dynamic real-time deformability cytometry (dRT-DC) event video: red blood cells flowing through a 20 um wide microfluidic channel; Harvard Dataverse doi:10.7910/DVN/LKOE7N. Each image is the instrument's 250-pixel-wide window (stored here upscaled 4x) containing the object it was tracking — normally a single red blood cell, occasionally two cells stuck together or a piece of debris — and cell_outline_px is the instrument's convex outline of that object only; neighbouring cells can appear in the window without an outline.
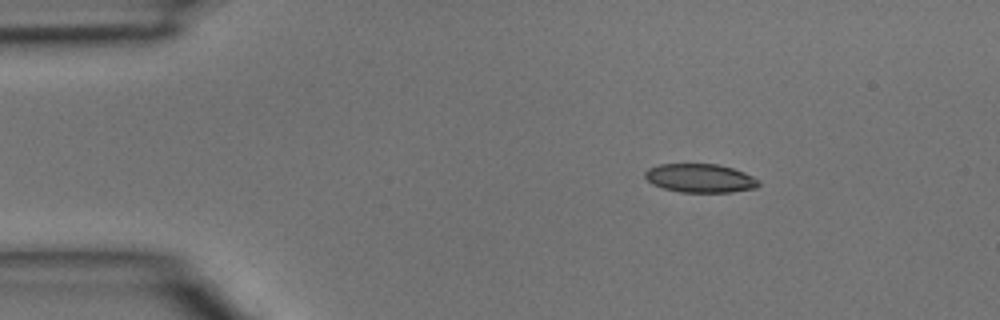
{"species": "common noctule bat (a hibernating species)", "species_latin": "Nyctalus noctula", "temperature_condition": "room temperature", "stored_images_in_passage": 33, "camera_frame_rate_fps": 3000, "um_per_image_px": 0.085, "animal": {"sex": "male", "body_mass_g": 15.6}, "frame": {"image": 1, "passage_image": 1, "time_ms": 0.0, "image_size_px": [1000, 320], "cell_outline_px": [[760, 184], [756, 188], [732, 192], [680, 192], [664, 188], [652, 184], [644, 176], [644, 172], [648, 168], [660, 164], [716, 164], [732, 168], [744, 172], [760, 180]], "centroid_in_image_um": [59.52, 15.14], "position_along_channel_um": 25.5, "area_um2": 19.02}}
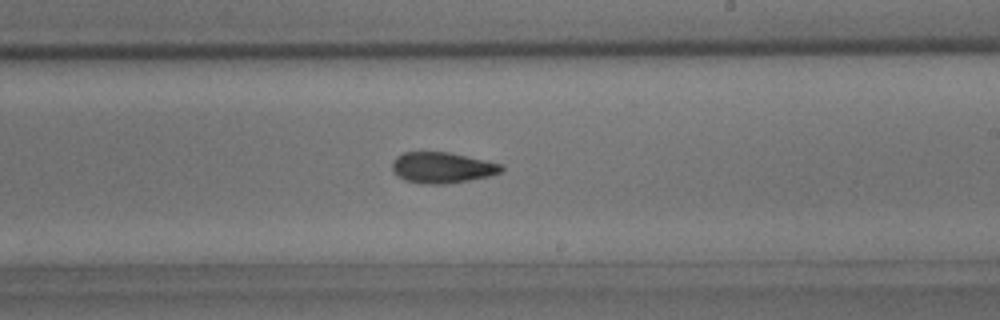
{"frame": {"image": 2, "passage_image": 20, "time_ms": 6.333, "image_size_px": [1000, 320], "cell_outline_px": [[504, 168], [500, 172], [488, 176], [468, 180], [444, 184], [424, 184], [404, 180], [392, 168], [392, 164], [396, 156], [404, 152], [448, 152], [504, 164]], "centroid_in_image_um": [37.6, 14.24], "position_along_channel_um": 251.4, "area_um2": 19.48}}
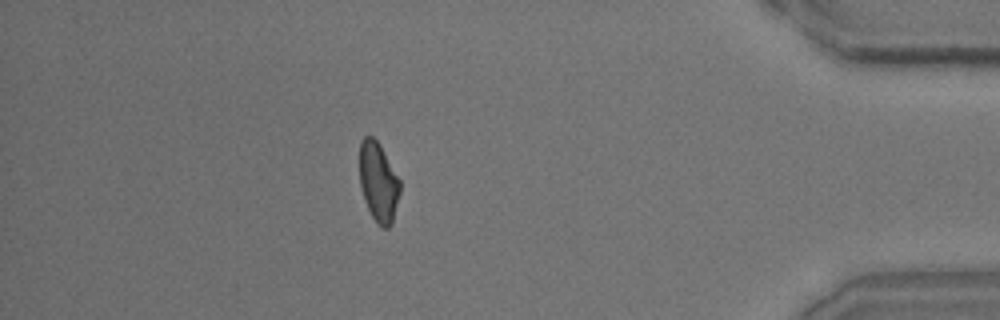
{"frame": {"image": 3, "passage_image": 33, "time_ms": 10.667, "image_size_px": [1000, 320], "cell_outline_px": [[400, 192], [392, 224], [388, 228], [384, 228], [376, 224], [364, 200], [360, 184], [360, 140], [364, 136], [372, 136], [380, 144], [400, 180]], "centroid_in_image_um": [32.16, 15.48], "position_along_channel_um": 403.0, "area_um2": 18.79}}